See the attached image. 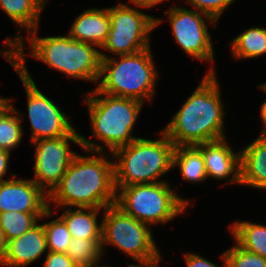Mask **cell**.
Listing matches in <instances>:
<instances>
[{"instance_id": "cell-12", "label": "cell", "mask_w": 266, "mask_h": 267, "mask_svg": "<svg viewBox=\"0 0 266 267\" xmlns=\"http://www.w3.org/2000/svg\"><path fill=\"white\" fill-rule=\"evenodd\" d=\"M70 143L81 147V134L76 127L66 136L39 139L30 143L35 152L34 178L31 179L47 195L59 184L77 154L71 150Z\"/></svg>"}, {"instance_id": "cell-34", "label": "cell", "mask_w": 266, "mask_h": 267, "mask_svg": "<svg viewBox=\"0 0 266 267\" xmlns=\"http://www.w3.org/2000/svg\"><path fill=\"white\" fill-rule=\"evenodd\" d=\"M260 119H261V123H262V131L261 133L259 134V136H262V137H266V100L261 104V107H260Z\"/></svg>"}, {"instance_id": "cell-30", "label": "cell", "mask_w": 266, "mask_h": 267, "mask_svg": "<svg viewBox=\"0 0 266 267\" xmlns=\"http://www.w3.org/2000/svg\"><path fill=\"white\" fill-rule=\"evenodd\" d=\"M42 267H78L66 253L48 251Z\"/></svg>"}, {"instance_id": "cell-39", "label": "cell", "mask_w": 266, "mask_h": 267, "mask_svg": "<svg viewBox=\"0 0 266 267\" xmlns=\"http://www.w3.org/2000/svg\"><path fill=\"white\" fill-rule=\"evenodd\" d=\"M102 267H111V266H109V265H105V264H104V266H102ZM112 267H113V266H112Z\"/></svg>"}, {"instance_id": "cell-14", "label": "cell", "mask_w": 266, "mask_h": 267, "mask_svg": "<svg viewBox=\"0 0 266 267\" xmlns=\"http://www.w3.org/2000/svg\"><path fill=\"white\" fill-rule=\"evenodd\" d=\"M0 9L10 18V20L18 26V30L14 37L8 36L4 40L0 56L2 55L10 65L15 68V47L16 45H26L21 30L28 34L39 27L42 11L45 5L40 0H0ZM24 37V38H23Z\"/></svg>"}, {"instance_id": "cell-22", "label": "cell", "mask_w": 266, "mask_h": 267, "mask_svg": "<svg viewBox=\"0 0 266 267\" xmlns=\"http://www.w3.org/2000/svg\"><path fill=\"white\" fill-rule=\"evenodd\" d=\"M229 229L238 246L266 258V225L239 220L230 224Z\"/></svg>"}, {"instance_id": "cell-23", "label": "cell", "mask_w": 266, "mask_h": 267, "mask_svg": "<svg viewBox=\"0 0 266 267\" xmlns=\"http://www.w3.org/2000/svg\"><path fill=\"white\" fill-rule=\"evenodd\" d=\"M232 56L237 60L254 59L266 54V28L250 27L230 42Z\"/></svg>"}, {"instance_id": "cell-24", "label": "cell", "mask_w": 266, "mask_h": 267, "mask_svg": "<svg viewBox=\"0 0 266 267\" xmlns=\"http://www.w3.org/2000/svg\"><path fill=\"white\" fill-rule=\"evenodd\" d=\"M53 211L48 209L45 213L3 212L0 213V227L7 241L18 238L29 231L39 220L52 217Z\"/></svg>"}, {"instance_id": "cell-19", "label": "cell", "mask_w": 266, "mask_h": 267, "mask_svg": "<svg viewBox=\"0 0 266 267\" xmlns=\"http://www.w3.org/2000/svg\"><path fill=\"white\" fill-rule=\"evenodd\" d=\"M59 216L66 224L72 238L85 240H102V221L98 218L104 209L93 207H65Z\"/></svg>"}, {"instance_id": "cell-5", "label": "cell", "mask_w": 266, "mask_h": 267, "mask_svg": "<svg viewBox=\"0 0 266 267\" xmlns=\"http://www.w3.org/2000/svg\"><path fill=\"white\" fill-rule=\"evenodd\" d=\"M157 140L139 137L113 153L115 187L163 182L173 170L175 145L161 130Z\"/></svg>"}, {"instance_id": "cell-7", "label": "cell", "mask_w": 266, "mask_h": 267, "mask_svg": "<svg viewBox=\"0 0 266 267\" xmlns=\"http://www.w3.org/2000/svg\"><path fill=\"white\" fill-rule=\"evenodd\" d=\"M134 184L116 188V203L125 214L149 225L166 224L184 214L192 203L178 195L171 183Z\"/></svg>"}, {"instance_id": "cell-26", "label": "cell", "mask_w": 266, "mask_h": 267, "mask_svg": "<svg viewBox=\"0 0 266 267\" xmlns=\"http://www.w3.org/2000/svg\"><path fill=\"white\" fill-rule=\"evenodd\" d=\"M42 224L46 236L47 250L55 253H66L72 236L65 222L58 216Z\"/></svg>"}, {"instance_id": "cell-33", "label": "cell", "mask_w": 266, "mask_h": 267, "mask_svg": "<svg viewBox=\"0 0 266 267\" xmlns=\"http://www.w3.org/2000/svg\"><path fill=\"white\" fill-rule=\"evenodd\" d=\"M162 255H159L157 258H155L154 260L151 261H147V262H137L136 264H128L127 267H162L160 265L162 258Z\"/></svg>"}, {"instance_id": "cell-35", "label": "cell", "mask_w": 266, "mask_h": 267, "mask_svg": "<svg viewBox=\"0 0 266 267\" xmlns=\"http://www.w3.org/2000/svg\"><path fill=\"white\" fill-rule=\"evenodd\" d=\"M6 246H7V240L5 238L2 228L0 227V262L2 261L6 253Z\"/></svg>"}, {"instance_id": "cell-16", "label": "cell", "mask_w": 266, "mask_h": 267, "mask_svg": "<svg viewBox=\"0 0 266 267\" xmlns=\"http://www.w3.org/2000/svg\"><path fill=\"white\" fill-rule=\"evenodd\" d=\"M43 224L37 223L18 238L7 241L0 266L26 267L47 253Z\"/></svg>"}, {"instance_id": "cell-6", "label": "cell", "mask_w": 266, "mask_h": 267, "mask_svg": "<svg viewBox=\"0 0 266 267\" xmlns=\"http://www.w3.org/2000/svg\"><path fill=\"white\" fill-rule=\"evenodd\" d=\"M39 29L27 34L30 52L26 55L72 79L97 84L102 60L98 47L73 40L68 34L39 37Z\"/></svg>"}, {"instance_id": "cell-20", "label": "cell", "mask_w": 266, "mask_h": 267, "mask_svg": "<svg viewBox=\"0 0 266 267\" xmlns=\"http://www.w3.org/2000/svg\"><path fill=\"white\" fill-rule=\"evenodd\" d=\"M173 169L178 167L182 179L189 183H202L208 180L201 151L195 146H175Z\"/></svg>"}, {"instance_id": "cell-11", "label": "cell", "mask_w": 266, "mask_h": 267, "mask_svg": "<svg viewBox=\"0 0 266 267\" xmlns=\"http://www.w3.org/2000/svg\"><path fill=\"white\" fill-rule=\"evenodd\" d=\"M166 15L176 43L196 61L215 62L214 46L208 25L217 27V21L195 9L170 6L163 12ZM209 23V24H207Z\"/></svg>"}, {"instance_id": "cell-27", "label": "cell", "mask_w": 266, "mask_h": 267, "mask_svg": "<svg viewBox=\"0 0 266 267\" xmlns=\"http://www.w3.org/2000/svg\"><path fill=\"white\" fill-rule=\"evenodd\" d=\"M224 253L227 267H266V258L250 252L236 243Z\"/></svg>"}, {"instance_id": "cell-31", "label": "cell", "mask_w": 266, "mask_h": 267, "mask_svg": "<svg viewBox=\"0 0 266 267\" xmlns=\"http://www.w3.org/2000/svg\"><path fill=\"white\" fill-rule=\"evenodd\" d=\"M10 156H11V152L4 150V149H0V182L7 180L4 178L7 174L6 172H8Z\"/></svg>"}, {"instance_id": "cell-10", "label": "cell", "mask_w": 266, "mask_h": 267, "mask_svg": "<svg viewBox=\"0 0 266 267\" xmlns=\"http://www.w3.org/2000/svg\"><path fill=\"white\" fill-rule=\"evenodd\" d=\"M108 8L110 31L100 53L104 50L118 56L145 50L151 47V32L165 21L125 3Z\"/></svg>"}, {"instance_id": "cell-18", "label": "cell", "mask_w": 266, "mask_h": 267, "mask_svg": "<svg viewBox=\"0 0 266 267\" xmlns=\"http://www.w3.org/2000/svg\"><path fill=\"white\" fill-rule=\"evenodd\" d=\"M240 150V185L266 190V137L258 136Z\"/></svg>"}, {"instance_id": "cell-38", "label": "cell", "mask_w": 266, "mask_h": 267, "mask_svg": "<svg viewBox=\"0 0 266 267\" xmlns=\"http://www.w3.org/2000/svg\"><path fill=\"white\" fill-rule=\"evenodd\" d=\"M45 6L49 0H40Z\"/></svg>"}, {"instance_id": "cell-2", "label": "cell", "mask_w": 266, "mask_h": 267, "mask_svg": "<svg viewBox=\"0 0 266 267\" xmlns=\"http://www.w3.org/2000/svg\"><path fill=\"white\" fill-rule=\"evenodd\" d=\"M213 64L179 111L162 129L175 146H192L226 138L225 111Z\"/></svg>"}, {"instance_id": "cell-4", "label": "cell", "mask_w": 266, "mask_h": 267, "mask_svg": "<svg viewBox=\"0 0 266 267\" xmlns=\"http://www.w3.org/2000/svg\"><path fill=\"white\" fill-rule=\"evenodd\" d=\"M152 48L128 55L110 57L101 53L99 92L124 98H132L150 104L157 93L155 87L159 80L158 69Z\"/></svg>"}, {"instance_id": "cell-17", "label": "cell", "mask_w": 266, "mask_h": 267, "mask_svg": "<svg viewBox=\"0 0 266 267\" xmlns=\"http://www.w3.org/2000/svg\"><path fill=\"white\" fill-rule=\"evenodd\" d=\"M68 35L71 39L92 44L99 49L110 31L109 8H89L81 12L71 24Z\"/></svg>"}, {"instance_id": "cell-21", "label": "cell", "mask_w": 266, "mask_h": 267, "mask_svg": "<svg viewBox=\"0 0 266 267\" xmlns=\"http://www.w3.org/2000/svg\"><path fill=\"white\" fill-rule=\"evenodd\" d=\"M13 101L12 98H6L0 106V149L9 152L21 144L24 135L21 124L23 115L14 107Z\"/></svg>"}, {"instance_id": "cell-8", "label": "cell", "mask_w": 266, "mask_h": 267, "mask_svg": "<svg viewBox=\"0 0 266 267\" xmlns=\"http://www.w3.org/2000/svg\"><path fill=\"white\" fill-rule=\"evenodd\" d=\"M24 45L15 47V68L27 95V113L30 126V143L39 139L58 138L68 135L74 126L70 116L62 112L49 97L38 89L27 69Z\"/></svg>"}, {"instance_id": "cell-3", "label": "cell", "mask_w": 266, "mask_h": 267, "mask_svg": "<svg viewBox=\"0 0 266 267\" xmlns=\"http://www.w3.org/2000/svg\"><path fill=\"white\" fill-rule=\"evenodd\" d=\"M84 96L83 102L88 108L92 138L96 141L81 135L82 150L106 152L105 147H107L112 154L116 149L139 138L133 136L132 132L144 106L143 102L132 98L111 96L99 92L96 88Z\"/></svg>"}, {"instance_id": "cell-37", "label": "cell", "mask_w": 266, "mask_h": 267, "mask_svg": "<svg viewBox=\"0 0 266 267\" xmlns=\"http://www.w3.org/2000/svg\"><path fill=\"white\" fill-rule=\"evenodd\" d=\"M6 101V98L0 97V106Z\"/></svg>"}, {"instance_id": "cell-29", "label": "cell", "mask_w": 266, "mask_h": 267, "mask_svg": "<svg viewBox=\"0 0 266 267\" xmlns=\"http://www.w3.org/2000/svg\"><path fill=\"white\" fill-rule=\"evenodd\" d=\"M183 255L186 267H227V261L224 252L220 255L221 261L223 262L221 264L222 266L217 265L215 262H211V260H208L195 252H184Z\"/></svg>"}, {"instance_id": "cell-13", "label": "cell", "mask_w": 266, "mask_h": 267, "mask_svg": "<svg viewBox=\"0 0 266 267\" xmlns=\"http://www.w3.org/2000/svg\"><path fill=\"white\" fill-rule=\"evenodd\" d=\"M17 176L12 173V178L0 182V213H45L48 195L32 179Z\"/></svg>"}, {"instance_id": "cell-15", "label": "cell", "mask_w": 266, "mask_h": 267, "mask_svg": "<svg viewBox=\"0 0 266 267\" xmlns=\"http://www.w3.org/2000/svg\"><path fill=\"white\" fill-rule=\"evenodd\" d=\"M195 146L202 153L208 179L240 185V151H233L227 137Z\"/></svg>"}, {"instance_id": "cell-25", "label": "cell", "mask_w": 266, "mask_h": 267, "mask_svg": "<svg viewBox=\"0 0 266 267\" xmlns=\"http://www.w3.org/2000/svg\"><path fill=\"white\" fill-rule=\"evenodd\" d=\"M101 242L72 238L66 254L78 267H102L104 265L98 266L103 259Z\"/></svg>"}, {"instance_id": "cell-28", "label": "cell", "mask_w": 266, "mask_h": 267, "mask_svg": "<svg viewBox=\"0 0 266 267\" xmlns=\"http://www.w3.org/2000/svg\"><path fill=\"white\" fill-rule=\"evenodd\" d=\"M235 0H185V4H190L193 9L205 13L218 22V19L225 12L227 7Z\"/></svg>"}, {"instance_id": "cell-1", "label": "cell", "mask_w": 266, "mask_h": 267, "mask_svg": "<svg viewBox=\"0 0 266 267\" xmlns=\"http://www.w3.org/2000/svg\"><path fill=\"white\" fill-rule=\"evenodd\" d=\"M84 152L87 156L80 153L74 156L61 181L48 195V209L52 210L53 206L104 209L116 203L112 154L105 156L107 152Z\"/></svg>"}, {"instance_id": "cell-36", "label": "cell", "mask_w": 266, "mask_h": 267, "mask_svg": "<svg viewBox=\"0 0 266 267\" xmlns=\"http://www.w3.org/2000/svg\"><path fill=\"white\" fill-rule=\"evenodd\" d=\"M258 87L266 93V83L259 84Z\"/></svg>"}, {"instance_id": "cell-32", "label": "cell", "mask_w": 266, "mask_h": 267, "mask_svg": "<svg viewBox=\"0 0 266 267\" xmlns=\"http://www.w3.org/2000/svg\"><path fill=\"white\" fill-rule=\"evenodd\" d=\"M167 0H129L132 5L140 7V9H150L159 5L160 3H164Z\"/></svg>"}, {"instance_id": "cell-9", "label": "cell", "mask_w": 266, "mask_h": 267, "mask_svg": "<svg viewBox=\"0 0 266 267\" xmlns=\"http://www.w3.org/2000/svg\"><path fill=\"white\" fill-rule=\"evenodd\" d=\"M101 220L103 256L107 244L132 257L135 262L151 261L161 255L152 227L125 214L115 204L104 208Z\"/></svg>"}]
</instances>
